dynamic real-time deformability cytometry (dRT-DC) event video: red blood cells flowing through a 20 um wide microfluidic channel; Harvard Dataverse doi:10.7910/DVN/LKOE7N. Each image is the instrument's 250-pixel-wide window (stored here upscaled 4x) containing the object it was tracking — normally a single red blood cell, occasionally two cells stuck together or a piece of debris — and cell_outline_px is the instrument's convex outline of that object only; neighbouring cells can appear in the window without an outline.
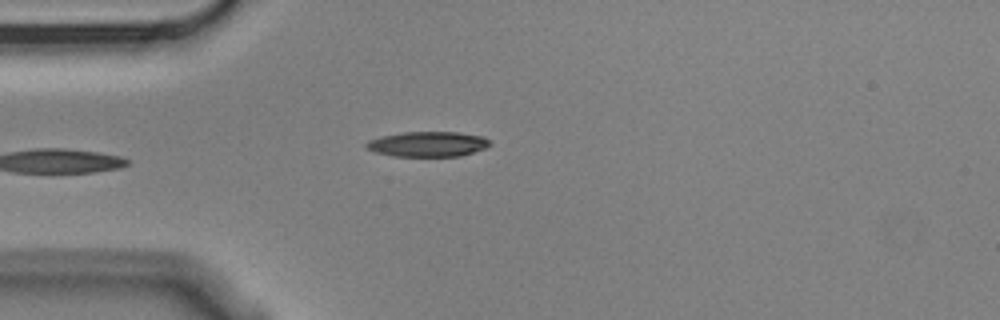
{"species": "Egyptian fruit bat (a non-hibernating species)", "species_latin": "Rousettus aegyptiacus", "temperature_condition": "cold", "stored_images_in_passage": 5, "camera_frame_rate_fps": 3000, "um_per_image_px": 0.085, "animal": {"sex": "male"}, "frame": {"image": 1, "passage_image": 4, "time_ms": 1.0, "image_size_px": [1000, 320], "cell_outline_px": [[492, 144], [484, 148], [460, 156], [392, 156], [376, 152], [364, 148], [364, 144], [368, 140], [380, 136], [404, 132], [456, 132], [484, 136]], "centroid_in_image_um": [36.32, 12.24], "position_along_channel_um": 48.7, "area_um2": 18.15}}